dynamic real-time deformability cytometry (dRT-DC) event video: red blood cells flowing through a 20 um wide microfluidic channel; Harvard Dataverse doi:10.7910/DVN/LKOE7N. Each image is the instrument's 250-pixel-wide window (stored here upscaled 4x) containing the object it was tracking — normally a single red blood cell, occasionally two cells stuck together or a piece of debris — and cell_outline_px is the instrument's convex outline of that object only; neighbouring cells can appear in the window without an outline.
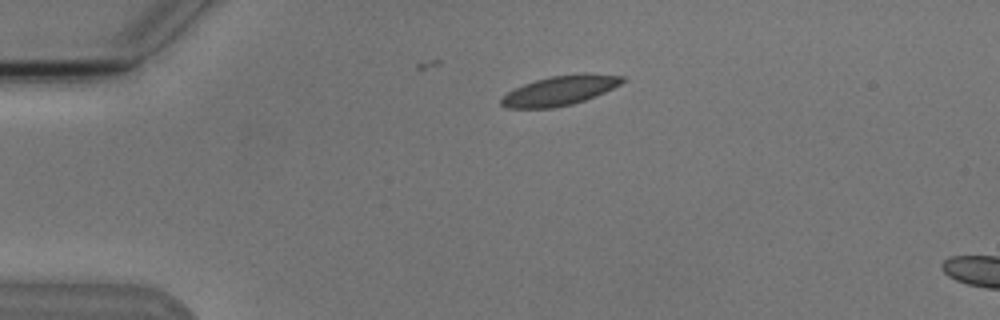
{"species": "Egyptian fruit bat (a non-hibernating species)", "species_latin": "Rousettus aegyptiacus", "temperature_condition": "cold", "stored_images_in_passage": 2, "camera_frame_rate_fps": 3000, "um_per_image_px": 0.085, "animal": {"sex": "male"}, "frame": {"image": 1, "passage_image": 1, "time_ms": 0.0, "image_size_px": [1000, 320], "cell_outline_px": [[628, 80], [596, 96], [572, 104], [552, 108], [508, 108], [500, 104], [500, 100], [508, 92], [524, 84], [548, 76], [584, 72], [588, 72], [624, 76]], "centroid_in_image_um": [47.64, 7.67], "position_along_channel_um": 37.4, "area_um2": 21.04}}